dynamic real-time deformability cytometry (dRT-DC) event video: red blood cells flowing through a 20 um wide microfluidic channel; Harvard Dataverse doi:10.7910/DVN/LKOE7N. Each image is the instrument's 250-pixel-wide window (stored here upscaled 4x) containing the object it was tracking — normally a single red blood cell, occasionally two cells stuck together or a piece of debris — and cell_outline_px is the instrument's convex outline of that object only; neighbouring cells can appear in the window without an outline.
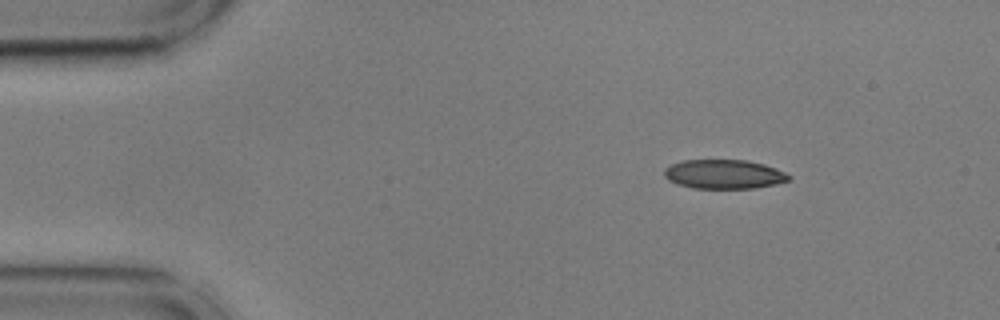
{"species": "common noctule bat (a hibernating species)", "species_latin": "Nyctalus noctula", "temperature_condition": "cold", "stored_images_in_passage": 53, "camera_frame_rate_fps": 3000, "um_per_image_px": 0.085, "animal": {"sex": "male", "body_mass_g": 17.9, "forearm_length_mm": 54.2}, "frame": {"image": 1, "passage_image": 6, "time_ms": 1.667, "image_size_px": [1000, 320], "cell_outline_px": [[792, 176], [788, 180], [776, 184], [752, 188], [692, 188], [676, 184], [668, 180], [664, 176], [664, 168], [672, 164], [684, 160], [744, 160], [764, 164], [776, 168]], "centroid_in_image_um": [61.51, 14.81], "position_along_channel_um": 23.5, "area_um2": 21.15}}
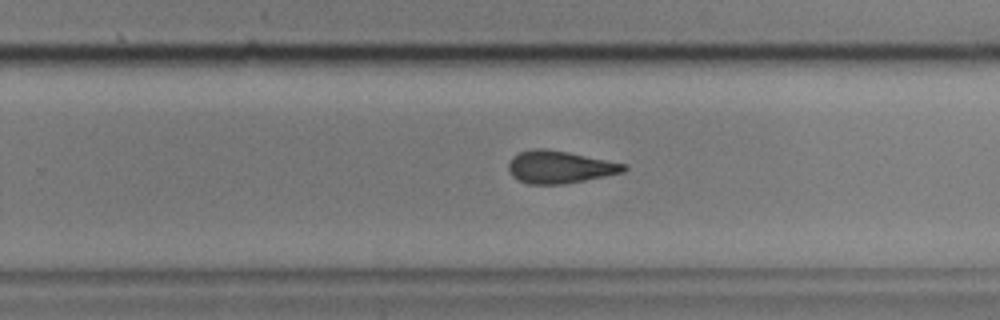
{"frame": {"image": 2, "passage_image": 33, "time_ms": 10.667, "image_size_px": [1000, 320], "cell_outline_px": [[628, 168], [624, 172], [564, 184], [528, 184], [516, 180], [512, 176], [508, 168], [508, 164], [512, 156], [520, 152], [532, 148], [548, 148], [628, 164]], "centroid_in_image_um": [47.56, 14.19], "position_along_channel_um": 282.2, "area_um2": 22.02}}
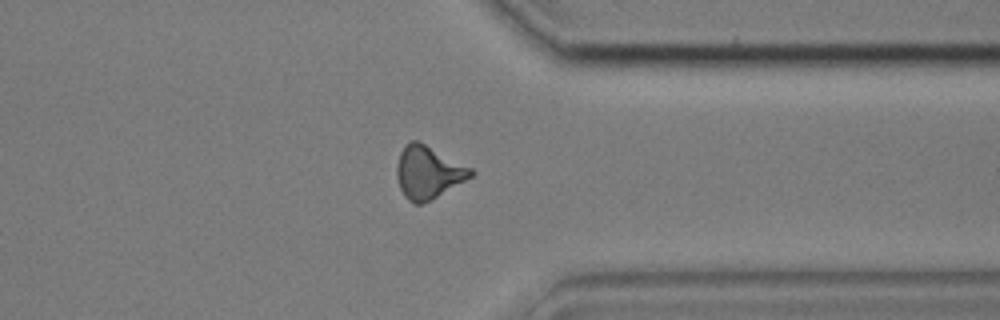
{"frame": {"image": 3, "passage_image": 41, "time_ms": 13.333, "image_size_px": [1000, 320], "cell_outline_px": [[476, 172], [472, 176], [432, 200], [420, 204], [416, 204], [408, 200], [404, 196], [400, 188], [396, 176], [396, 164], [400, 152], [404, 144], [412, 140], [416, 140], [472, 168]], "centroid_in_image_um": [36.37, 14.66], "position_along_channel_um": 375.0, "area_um2": 22.66}, "authors_computed_cell_mechanics": {"area_um2": 22.0218, "velocity_mm_per_s": 3.6253, "shape_relaxation_time_tau1_ms": 4.3536, "shape_relaxation_time_tau2_ms": 3.4087, "deformation_change_tau1": 0.1255, "deformation_change_tau2": 0.1222}}